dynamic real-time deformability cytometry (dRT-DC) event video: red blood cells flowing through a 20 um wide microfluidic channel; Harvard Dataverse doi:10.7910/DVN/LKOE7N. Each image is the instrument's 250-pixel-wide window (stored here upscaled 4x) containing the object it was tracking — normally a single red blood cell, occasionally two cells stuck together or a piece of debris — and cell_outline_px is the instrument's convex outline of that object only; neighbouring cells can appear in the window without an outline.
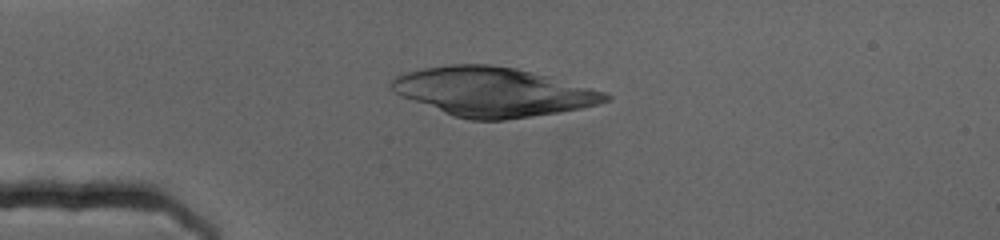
{"species": "human", "species_latin": "Homo sapiens", "temperature_condition": "cold", "stored_images_in_passage": 70, "camera_frame_rate_fps": 3000, "um_per_image_px": 0.085, "donor": {"sex": "female"}, "frame": {"image": 1, "passage_image": 17, "time_ms": 5.333, "image_size_px": [1000, 240], "cell_outline_px": [[612, 100], [580, 108], [560, 112], [504, 120], [472, 120], [456, 116], [444, 112], [400, 96], [388, 88], [388, 84], [396, 76], [404, 72], [424, 68], [452, 64], [488, 64], [516, 68], [548, 76], [604, 92], [612, 96]], "centroid_in_image_um": [41.86, 7.8], "position_along_channel_um": 43.1, "area_um2": 60.75}}